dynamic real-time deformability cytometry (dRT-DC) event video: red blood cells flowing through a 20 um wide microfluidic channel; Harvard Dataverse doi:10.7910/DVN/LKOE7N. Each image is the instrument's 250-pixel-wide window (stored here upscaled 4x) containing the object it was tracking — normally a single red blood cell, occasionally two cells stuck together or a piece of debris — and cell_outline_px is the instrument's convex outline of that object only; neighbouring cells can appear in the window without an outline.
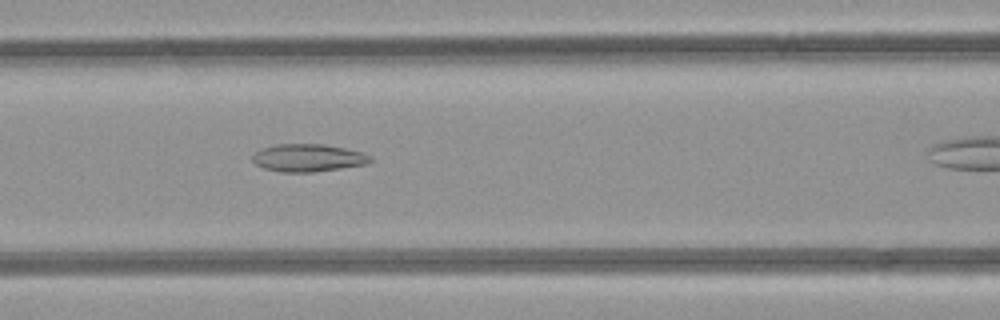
{"species": "common noctule bat (a hibernating species)", "species_latin": "Nyctalus noctula", "temperature_condition": "room temperature", "stored_images_in_passage": 22, "camera_frame_rate_fps": 3000, "um_per_image_px": 0.085, "animal": {"sex": "female", "body_mass_g": 21.9}, "frame": {"image": 1, "passage_image": 10, "time_ms": 3.0, "image_size_px": [1000, 320], "cell_outline_px": [[372, 160], [368, 164], [312, 172], [280, 172], [264, 168], [256, 164], [252, 160], [252, 156], [256, 152], [264, 148], [276, 144], [324, 144], [344, 148], [360, 152], [372, 156]], "centroid_in_image_um": [26.19, 13.42], "position_along_channel_um": 140.4, "area_um2": 18.84}}
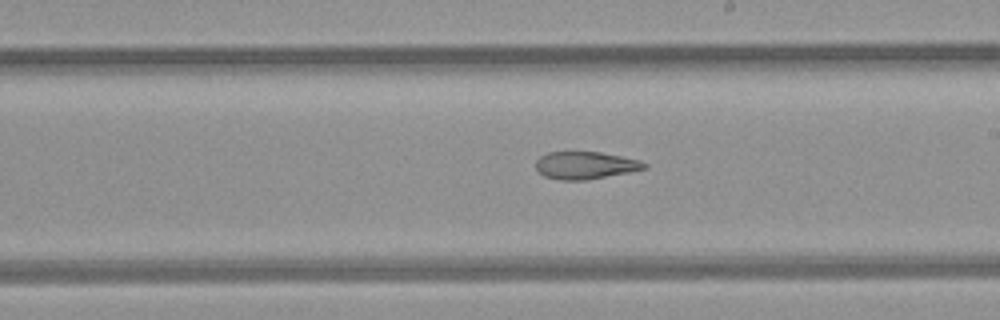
{"frame": {"image": 2, "passage_image": 17, "time_ms": 5.333, "image_size_px": [1000, 320], "cell_outline_px": [[648, 168], [588, 180], [560, 180], [544, 176], [536, 168], [536, 160], [540, 156], [548, 152], [600, 152], [640, 160], [648, 164]], "centroid_in_image_um": [49.76, 14.05], "position_along_channel_um": 239.2, "area_um2": 17.34}}
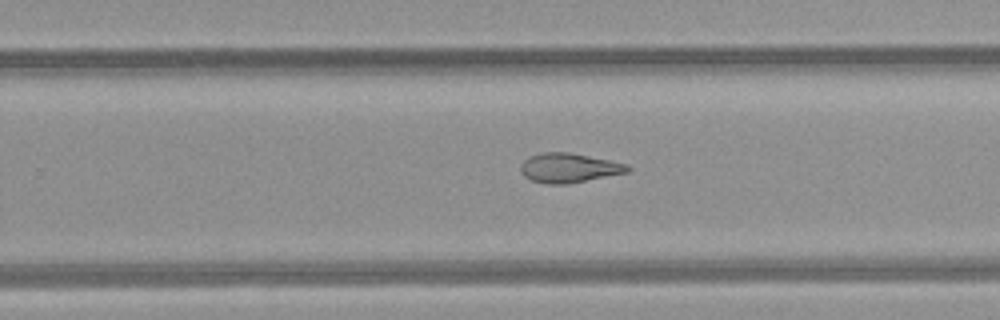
{"frame": {"image": 3, "passage_image": 20, "time_ms": 6.333, "image_size_px": [1000, 320], "cell_outline_px": [[632, 168], [628, 172], [564, 184], [548, 184], [532, 180], [524, 176], [520, 172], [520, 164], [528, 156], [540, 152], [568, 152], [628, 164]], "centroid_in_image_um": [48.31, 14.26], "position_along_channel_um": 281.5, "area_um2": 18.21}}